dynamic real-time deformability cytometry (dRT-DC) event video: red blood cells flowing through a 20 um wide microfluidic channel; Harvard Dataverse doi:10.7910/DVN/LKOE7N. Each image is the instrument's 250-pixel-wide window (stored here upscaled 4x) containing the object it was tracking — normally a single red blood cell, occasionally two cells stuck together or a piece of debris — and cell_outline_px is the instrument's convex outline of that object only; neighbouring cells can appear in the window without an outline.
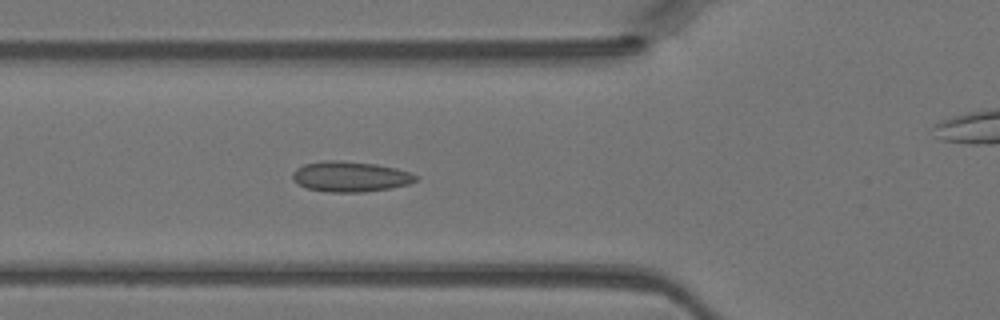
{"species": "Egyptian fruit bat (a non-hibernating species)", "species_latin": "Rousettus aegyptiacus", "temperature_condition": "warm", "stored_images_in_passage": 43, "camera_frame_rate_fps": 3000, "um_per_image_px": 0.085, "animal": {"sex": "female"}, "frame": {"image": 1, "passage_image": 13, "time_ms": 4.0, "image_size_px": [1000, 320], "cell_outline_px": [[420, 176], [416, 180], [408, 184], [392, 188], [364, 192], [328, 192], [308, 188], [292, 180], [292, 172], [296, 168], [304, 164], [324, 160], [340, 160], [376, 164], [396, 168]], "centroid_in_image_um": [29.77, 15.0], "position_along_channel_um": 96.0, "area_um2": 21.91}}
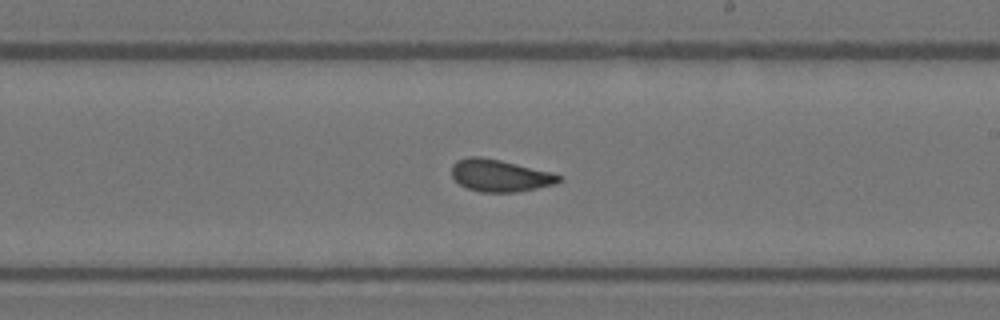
{"frame": {"image": 2, "passage_image": 23, "time_ms": 7.333, "image_size_px": [1000, 320], "cell_outline_px": [[564, 180], [556, 184], [516, 192], [480, 192], [468, 188], [460, 184], [452, 176], [452, 164], [456, 160], [468, 156], [480, 156], [500, 160], [552, 172], [564, 176]], "centroid_in_image_um": [42.53, 14.91], "position_along_channel_um": 246.5, "area_um2": 20.23}}
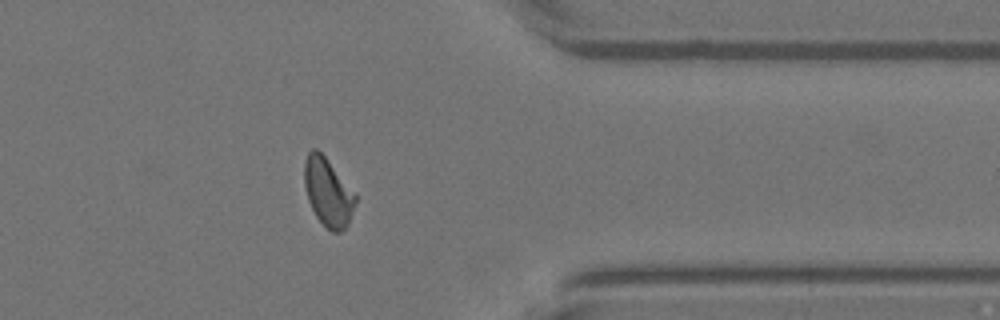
{"frame": {"image": 3, "passage_image": 33, "time_ms": 10.667, "image_size_px": [1000, 320], "cell_outline_px": [[356, 200], [348, 224], [340, 232], [332, 232], [316, 216], [308, 200], [304, 184], [304, 164], [308, 152], [312, 148], [316, 148], [324, 156], [356, 196]], "centroid_in_image_um": [27.84, 16.34], "position_along_channel_um": 383.6, "area_um2": 19.65}}